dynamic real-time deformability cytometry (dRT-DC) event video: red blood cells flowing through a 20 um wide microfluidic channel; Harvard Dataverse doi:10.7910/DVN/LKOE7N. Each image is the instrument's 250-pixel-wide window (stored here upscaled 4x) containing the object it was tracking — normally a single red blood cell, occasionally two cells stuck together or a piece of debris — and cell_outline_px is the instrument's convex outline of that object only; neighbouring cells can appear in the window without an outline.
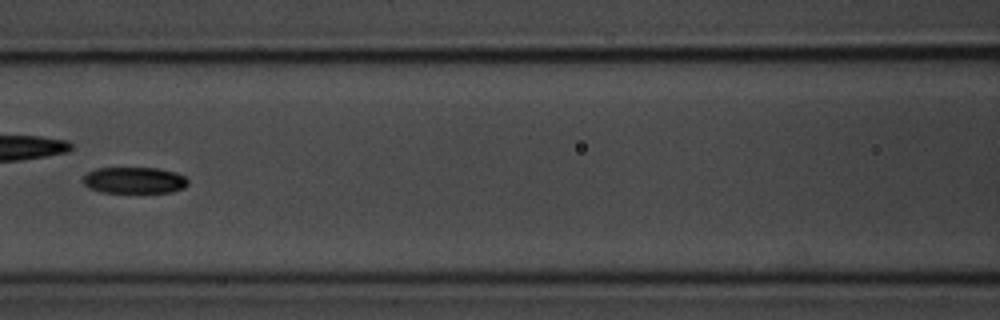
{"species": "common noctule bat (a hibernating species)", "species_latin": "Nyctalus noctula", "temperature_condition": "room temperature", "stored_images_in_passage": 8, "camera_frame_rate_fps": 3000, "um_per_image_px": 0.085, "animal": {"sex": "male", "body_mass_g": 20.1, "forearm_length_mm": 53.5}, "frame": {"image": 1, "passage_image": 7, "time_ms": 7.0, "image_size_px": [1000, 320], "cell_outline_px": [[188, 184], [184, 188], [172, 192], [100, 192], [88, 188], [84, 184], [84, 176], [88, 172], [96, 168], [156, 168], [176, 172], [184, 176], [188, 180]], "centroid_in_image_um": [11.43, 15.32], "position_along_channel_um": 155.2, "area_um2": 16.13}}